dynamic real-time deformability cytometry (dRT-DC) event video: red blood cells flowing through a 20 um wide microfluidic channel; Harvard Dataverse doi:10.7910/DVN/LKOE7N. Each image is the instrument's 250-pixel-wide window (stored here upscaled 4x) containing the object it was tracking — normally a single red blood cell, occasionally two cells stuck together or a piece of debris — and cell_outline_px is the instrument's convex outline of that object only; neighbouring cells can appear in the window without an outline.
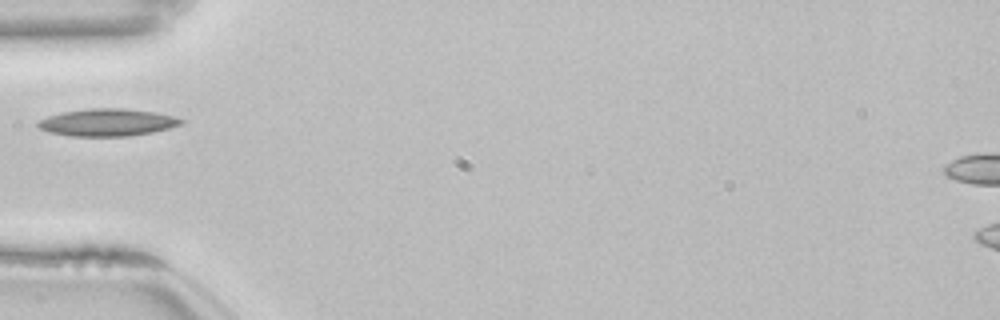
{"species": "common noctule bat (a hibernating species)", "species_latin": "Nyctalus noctula", "temperature_condition": "room temperature", "stored_images_in_passage": 29, "camera_frame_rate_fps": 3000, "um_per_image_px": 0.085, "animal": {"sex": "female", "body_mass_g": 22.7, "forearm_length_mm": 54.2}, "frame": {"image": 1, "passage_image": 1, "time_ms": 0.0, "image_size_px": [1000, 320], "cell_outline_px": [[184, 124], [152, 132], [128, 136], [72, 136], [48, 132], [40, 128], [36, 124], [40, 120], [48, 116], [64, 112], [92, 108], [124, 108], [156, 112], [172, 116], [184, 120]], "centroid_in_image_um": [9.14, 10.4], "position_along_channel_um": 75.9, "area_um2": 22.66}}